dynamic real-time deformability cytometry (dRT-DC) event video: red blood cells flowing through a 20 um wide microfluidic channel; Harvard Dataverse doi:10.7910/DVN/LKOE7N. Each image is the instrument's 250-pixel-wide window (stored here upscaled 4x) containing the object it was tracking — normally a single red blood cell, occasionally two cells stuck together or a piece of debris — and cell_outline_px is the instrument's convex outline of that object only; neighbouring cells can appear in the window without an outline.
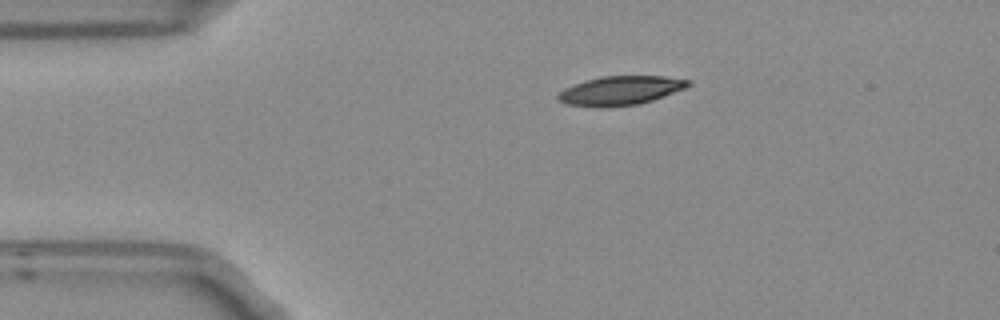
{"species": "Egyptian fruit bat (a non-hibernating species)", "species_latin": "Rousettus aegyptiacus", "temperature_condition": "room temperature", "stored_images_in_passage": 2, "camera_frame_rate_fps": 3000, "um_per_image_px": 0.085, "frame": {"image": 1, "passage_image": 1, "time_ms": 0.0, "image_size_px": [1000, 320], "cell_outline_px": [[692, 84], [684, 88], [652, 100], [640, 104], [568, 104], [556, 100], [556, 96], [564, 88], [572, 84], [584, 80], [600, 76], [664, 76], [692, 80]], "centroid_in_image_um": [52.77, 7.63], "position_along_channel_um": 32.2, "area_um2": 21.15}}